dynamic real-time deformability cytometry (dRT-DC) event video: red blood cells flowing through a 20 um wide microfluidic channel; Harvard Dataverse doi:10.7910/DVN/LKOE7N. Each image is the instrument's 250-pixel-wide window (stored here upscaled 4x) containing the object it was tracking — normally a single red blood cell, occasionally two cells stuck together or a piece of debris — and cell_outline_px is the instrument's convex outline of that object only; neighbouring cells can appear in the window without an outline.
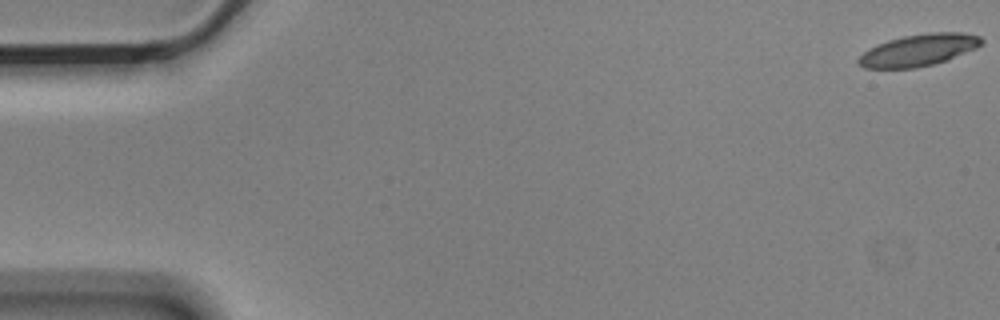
{"species": "Egyptian fruit bat (a non-hibernating species)", "species_latin": "Rousettus aegyptiacus", "temperature_condition": "cold", "stored_images_in_passage": 9, "camera_frame_rate_fps": 3000, "um_per_image_px": 0.085, "animal": {"sex": "male"}, "frame": {"image": 1, "passage_image": 1, "time_ms": 0.0, "image_size_px": [1000, 320], "cell_outline_px": [[984, 44], [976, 48], [948, 60], [916, 68], [864, 68], [856, 64], [856, 60], [868, 48], [876, 44], [888, 40], [904, 36], [928, 32], [964, 32], [980, 36], [984, 40]], "centroid_in_image_um": [78.09, 4.25], "position_along_channel_um": 6.9, "area_um2": 23.12}}
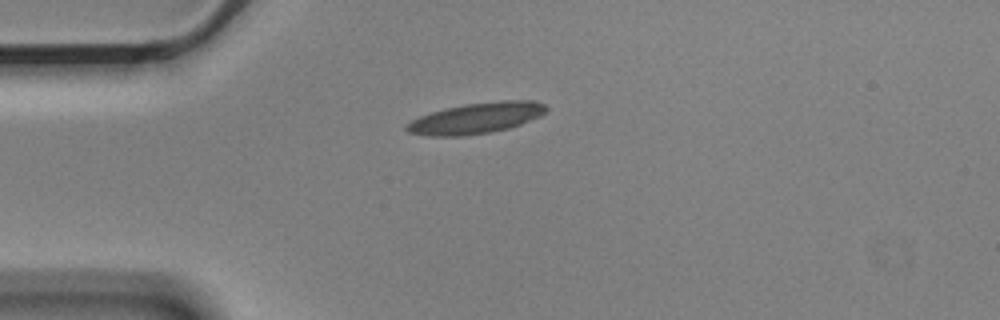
{"frame": {"image": 2, "passage_image": 5, "time_ms": 1.333, "image_size_px": [1000, 320], "cell_outline_px": [[548, 108], [540, 116], [520, 124], [508, 128], [492, 132], [460, 136], [428, 136], [408, 132], [404, 128], [412, 120], [420, 116], [432, 112], [448, 108], [468, 104], [500, 100], [536, 100], [544, 104]], "centroid_in_image_um": [40.5, 10.04], "position_along_channel_um": 44.5, "area_um2": 24.85}}
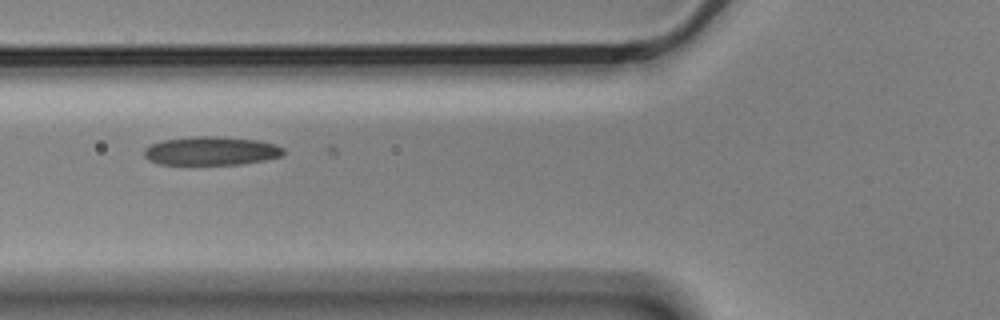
{"frame": {"image": 3, "passage_image": 7, "time_ms": 2.0, "image_size_px": [1000, 320], "cell_outline_px": [[284, 152], [280, 156], [264, 160], [240, 164], [160, 164], [148, 160], [144, 156], [144, 148], [152, 144], [164, 140], [196, 136], [216, 136], [256, 140], [276, 144], [284, 148]], "centroid_in_image_um": [17.94, 12.82], "position_along_channel_um": 107.9, "area_um2": 23.06}}